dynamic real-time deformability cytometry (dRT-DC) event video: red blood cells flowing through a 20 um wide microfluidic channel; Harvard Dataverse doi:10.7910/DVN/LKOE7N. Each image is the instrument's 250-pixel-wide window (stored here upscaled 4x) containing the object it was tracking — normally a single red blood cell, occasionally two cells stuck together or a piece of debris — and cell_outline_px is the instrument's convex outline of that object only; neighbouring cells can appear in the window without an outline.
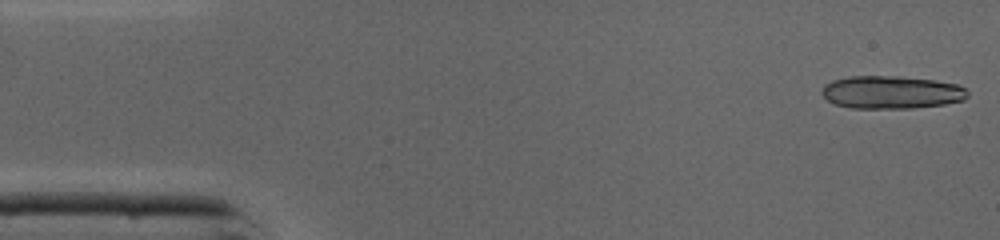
{"species": "common noctule bat (a hibernating species)", "species_latin": "Nyctalus noctula", "temperature_condition": "cold", "stored_images_in_passage": 45, "segment_of_instrument_passage": [1, 2], "camera_frame_rate_fps": 3000, "um_per_image_px": 0.085, "animal": {"sex": "male", "body_mass_g": 19.0, "forearm_length_mm": 50.8}, "frame": {"image": 1, "passage_image": 1, "time_ms": 0.0, "image_size_px": [1000, 240], "cell_outline_px": [[968, 96], [964, 100], [944, 104], [912, 108], [852, 108], [836, 104], [828, 100], [820, 92], [824, 84], [832, 80], [848, 76], [896, 76], [936, 80], [960, 84], [968, 92]], "centroid_in_image_um": [75.77, 7.83], "position_along_channel_um": 9.2, "area_um2": 28.09}}